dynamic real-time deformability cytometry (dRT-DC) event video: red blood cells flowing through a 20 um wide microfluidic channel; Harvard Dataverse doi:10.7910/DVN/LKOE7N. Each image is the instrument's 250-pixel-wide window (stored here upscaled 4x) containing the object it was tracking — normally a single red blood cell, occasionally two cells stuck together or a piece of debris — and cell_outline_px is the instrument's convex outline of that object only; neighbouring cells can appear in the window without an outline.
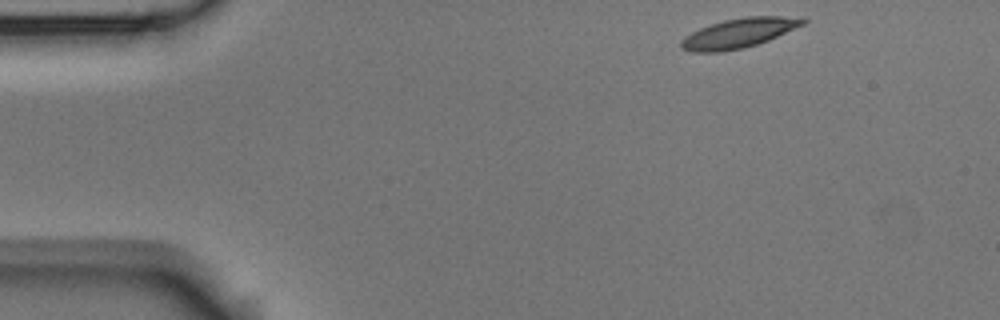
{"species": "Egyptian fruit bat (a non-hibernating species)", "species_latin": "Rousettus aegyptiacus", "temperature_condition": "room temperature", "stored_images_in_passage": 7, "camera_frame_rate_fps": 3000, "um_per_image_px": 0.085, "animal": {"sex": "male"}, "frame": {"image": 1, "passage_image": 1, "time_ms": 0.0, "image_size_px": [1000, 320], "cell_outline_px": [[808, 20], [804, 24], [768, 40], [744, 48], [720, 52], [692, 52], [680, 48], [680, 40], [684, 36], [700, 28], [724, 20], [744, 16], [780, 16]], "centroid_in_image_um": [62.73, 2.82], "position_along_channel_um": 22.3, "area_um2": 20.75}}
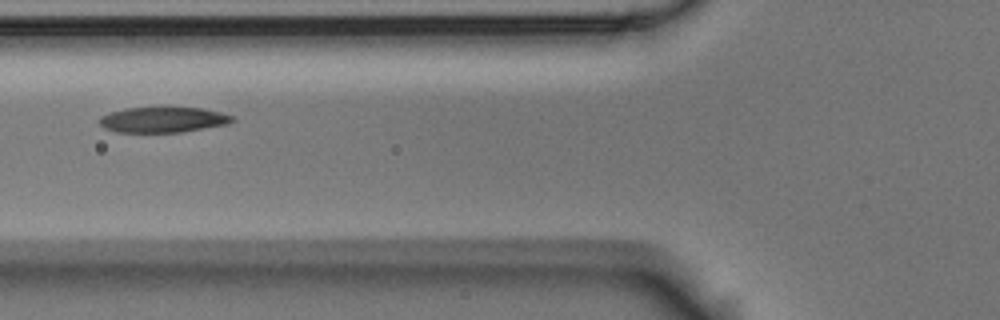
{"frame": {"image": 2, "passage_image": 5, "time_ms": 1.333, "image_size_px": [1000, 320], "cell_outline_px": [[236, 120], [228, 124], [180, 132], [116, 132], [104, 128], [100, 124], [100, 116], [124, 108], [164, 104], [200, 108], [220, 112], [232, 116]], "centroid_in_image_um": [13.85, 10.12], "position_along_channel_um": 111.9, "area_um2": 20.58}}
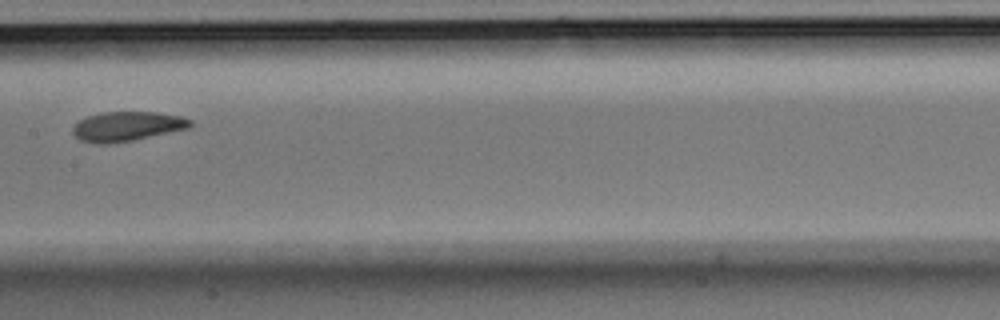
{"frame": {"image": 3, "passage_image": 7, "time_ms": 2.0, "image_size_px": [1000, 320], "cell_outline_px": [[192, 124], [188, 128], [132, 140], [108, 144], [96, 144], [80, 140], [72, 132], [72, 128], [80, 120], [88, 116], [100, 112], [156, 112], [180, 116], [192, 120]], "centroid_in_image_um": [10.77, 10.74], "position_along_channel_um": 196.6, "area_um2": 20.06}}